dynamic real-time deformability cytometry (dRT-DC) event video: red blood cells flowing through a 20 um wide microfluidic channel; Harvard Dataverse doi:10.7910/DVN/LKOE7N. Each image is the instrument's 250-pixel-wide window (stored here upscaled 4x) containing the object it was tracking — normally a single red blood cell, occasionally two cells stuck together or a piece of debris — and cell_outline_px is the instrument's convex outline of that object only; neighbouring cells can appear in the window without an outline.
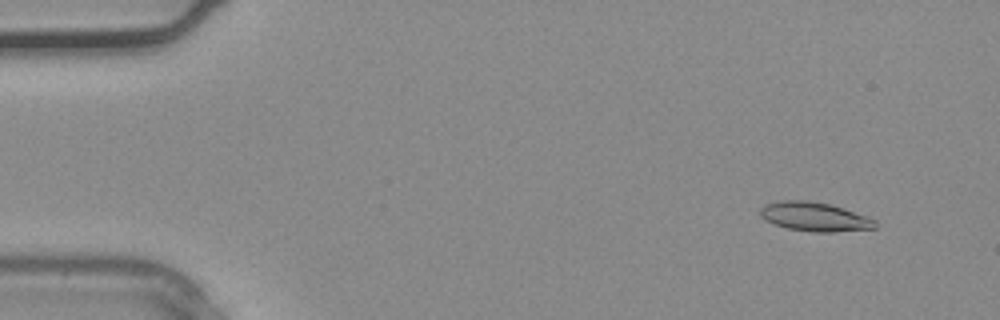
{"species": "common noctule bat (a hibernating species)", "species_latin": "Nyctalus noctula", "temperature_condition": "warm", "stored_images_in_passage": 37, "camera_frame_rate_fps": 3000, "um_per_image_px": 0.085, "animal": {"sex": "male", "body_mass_g": 20.4}, "frame": {"image": 1, "passage_image": 4, "time_ms": 1.0, "image_size_px": [1000, 320], "cell_outline_px": [[876, 228], [832, 232], [812, 232], [788, 228], [764, 220], [760, 216], [760, 208], [764, 204], [780, 200], [808, 200], [828, 204], [868, 216], [876, 220]], "centroid_in_image_um": [69.22, 18.42], "position_along_channel_um": 15.8, "area_um2": 19.42}}
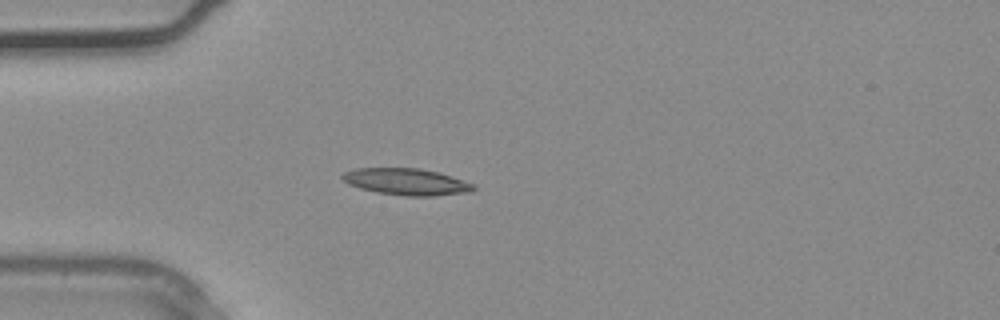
{"frame": {"image": 2, "passage_image": 11, "time_ms": 3.333, "image_size_px": [1000, 320], "cell_outline_px": [[476, 188], [472, 192], [436, 196], [404, 196], [376, 192], [360, 188], [348, 184], [340, 176], [344, 172], [356, 168], [420, 168], [440, 172], [476, 184]], "centroid_in_image_um": [34.6, 15.45], "position_along_channel_um": 50.4, "area_um2": 20.69}}
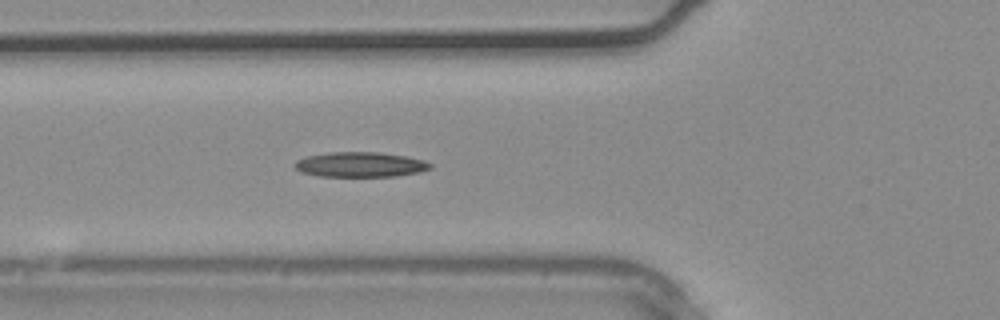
{"frame": {"image": 3, "passage_image": 14, "time_ms": 4.333, "image_size_px": [1000, 320], "cell_outline_px": [[432, 168], [420, 172], [396, 176], [320, 176], [300, 172], [292, 164], [296, 160], [308, 156], [328, 152], [376, 152], [404, 156], [424, 160], [432, 164]], "centroid_in_image_um": [30.61, 13.99], "position_along_channel_um": 95.2, "area_um2": 19.71}}